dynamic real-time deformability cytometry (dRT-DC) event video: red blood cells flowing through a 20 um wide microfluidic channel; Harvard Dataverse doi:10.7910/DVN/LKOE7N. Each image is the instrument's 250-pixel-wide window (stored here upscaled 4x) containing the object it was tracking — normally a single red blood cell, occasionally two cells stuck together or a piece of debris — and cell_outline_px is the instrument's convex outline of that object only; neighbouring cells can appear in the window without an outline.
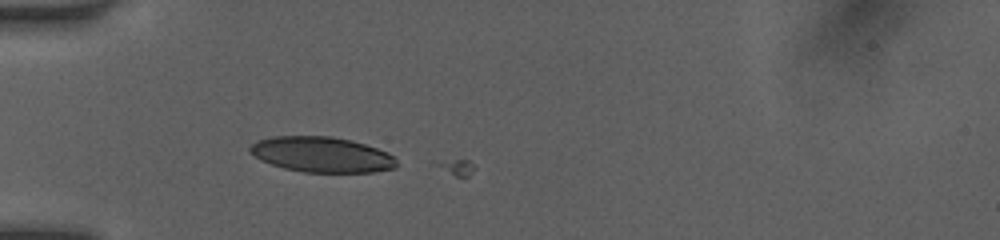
{"species": "human", "species_latin": "Homo sapiens", "temperature_condition": "room temperature", "stored_images_in_passage": 3, "camera_frame_rate_fps": 3000, "um_per_image_px": 0.085, "donor": {"sex": "female"}, "frame": {"image": 1, "passage_image": 2, "time_ms": 0.333, "image_size_px": [1000, 240], "cell_outline_px": [[396, 168], [376, 172], [304, 172], [284, 168], [260, 160], [248, 152], [248, 148], [256, 140], [272, 136], [332, 136], [352, 140], [388, 152], [396, 160]], "centroid_in_image_um": [27.32, 13.13], "position_along_channel_um": 57.7, "area_um2": 30.4}}